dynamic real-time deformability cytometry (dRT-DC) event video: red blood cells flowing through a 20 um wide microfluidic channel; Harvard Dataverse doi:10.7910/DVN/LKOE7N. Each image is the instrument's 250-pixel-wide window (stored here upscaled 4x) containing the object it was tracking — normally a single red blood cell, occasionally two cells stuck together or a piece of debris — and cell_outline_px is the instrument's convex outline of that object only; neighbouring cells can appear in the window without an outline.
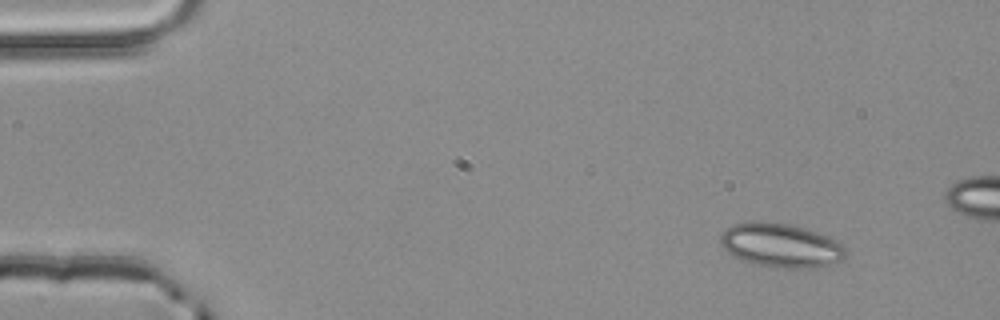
{"species": "common noctule bat (a hibernating species)", "species_latin": "Nyctalus noctula", "temperature_condition": "room temperature", "stored_images_in_passage": 4, "camera_frame_rate_fps": 3000, "um_per_image_px": 0.085, "animal": {"sex": "male", "body_mass_g": 20.4}, "frame": {"image": 1, "passage_image": 1, "time_ms": 0.0, "image_size_px": [1000, 320], "cell_outline_px": [[844, 256], [840, 260], [828, 264], [812, 268], [780, 268], [752, 264], [732, 256], [720, 244], [720, 236], [732, 224], [760, 220], [792, 224], [828, 236], [836, 240], [844, 248]], "centroid_in_image_um": [66.32, 20.84], "position_along_channel_um": 18.7, "area_um2": 32.08}}